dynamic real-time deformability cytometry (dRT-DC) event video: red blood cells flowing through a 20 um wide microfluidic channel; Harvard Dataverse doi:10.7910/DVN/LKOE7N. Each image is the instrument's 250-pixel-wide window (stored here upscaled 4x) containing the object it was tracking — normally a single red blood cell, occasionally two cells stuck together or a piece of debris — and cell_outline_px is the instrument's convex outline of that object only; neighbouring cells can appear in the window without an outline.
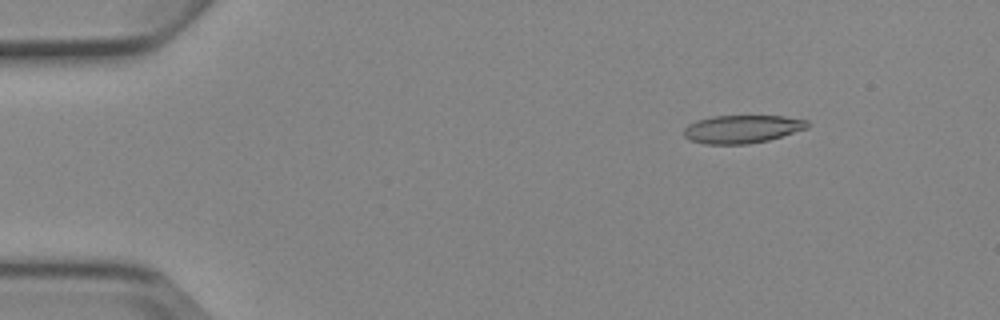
{"species": "Egyptian fruit bat (a non-hibernating species)", "species_latin": "Rousettus aegyptiacus", "temperature_condition": "cold", "stored_images_in_passage": 6, "segment_of_instrument_passage": [2, 2], "camera_frame_rate_fps": 3000, "um_per_image_px": 0.085, "animal": {"sex": "female"}, "frame": {"image": 1, "passage_image": 6, "time_ms": 6.0, "image_size_px": [1000, 320], "cell_outline_px": [[808, 128], [768, 140], [748, 144], [704, 144], [688, 140], [684, 136], [684, 128], [688, 124], [696, 120], [712, 116], [784, 116], [808, 120]], "centroid_in_image_um": [63.05, 10.97], "position_along_channel_um": 22.0, "area_um2": 20.29}}